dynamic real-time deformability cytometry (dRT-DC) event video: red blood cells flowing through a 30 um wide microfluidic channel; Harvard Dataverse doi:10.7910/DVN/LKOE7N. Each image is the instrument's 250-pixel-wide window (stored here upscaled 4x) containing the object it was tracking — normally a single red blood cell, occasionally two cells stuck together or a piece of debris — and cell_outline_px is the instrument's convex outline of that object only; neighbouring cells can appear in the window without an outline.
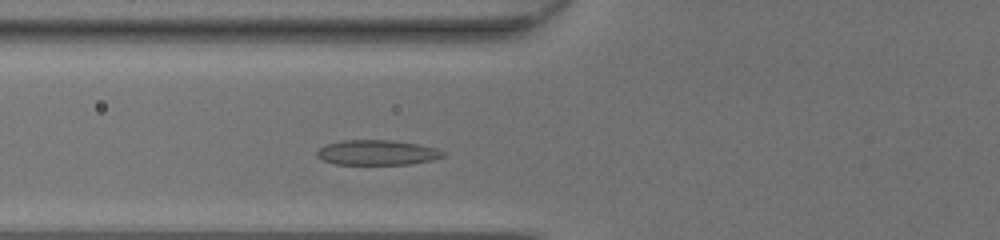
{"species": "common noctule bat (a hibernating species)", "species_latin": "Nyctalus noctula", "temperature_condition": "room temperature", "stored_images_in_passage": 33, "camera_frame_rate_fps": 3000, "um_per_image_px": 0.085, "animal": {"sex": "female", "body_mass_g": 20.0, "forearm_length_mm": 54.0}, "frame": {"image": 1, "passage_image": 8, "time_ms": 2.333, "image_size_px": [1000, 240], "cell_outline_px": [[444, 156], [432, 160], [408, 164], [336, 164], [324, 160], [316, 156], [316, 152], [324, 144], [344, 140], [392, 140], [420, 144], [436, 148], [444, 152]], "centroid_in_image_um": [32.05, 12.96], "position_along_channel_um": 93.8, "area_um2": 18.38}}
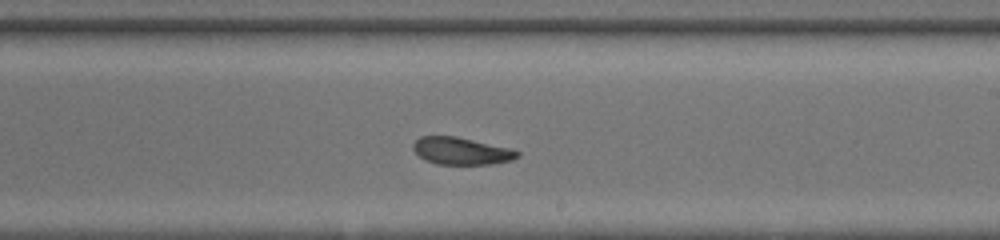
{"frame": {"image": 2, "passage_image": 19, "time_ms": 6.0, "image_size_px": [1000, 240], "cell_outline_px": [[520, 156], [512, 160], [492, 164], [436, 164], [424, 160], [412, 148], [412, 144], [420, 136], [456, 136], [512, 148], [520, 152]], "centroid_in_image_um": [39.23, 12.83], "position_along_channel_um": 249.8, "area_um2": 16.7}}
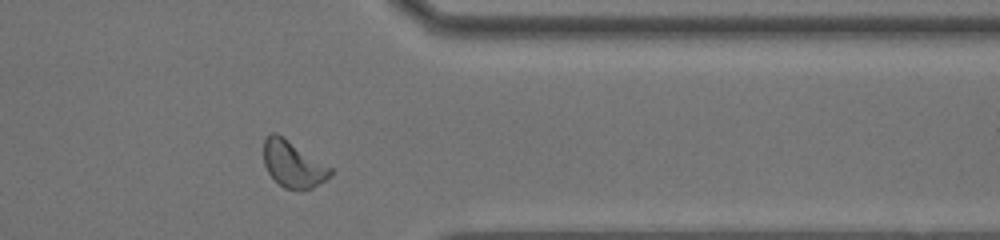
{"frame": {"image": 3, "passage_image": 29, "time_ms": 9.333, "image_size_px": [1000, 240], "cell_outline_px": [[332, 176], [312, 188], [284, 188], [268, 172], [264, 164], [264, 140], [272, 132], [276, 132], [284, 136], [332, 168]], "centroid_in_image_um": [24.92, 13.92], "position_along_channel_um": 386.5, "area_um2": 17.86}, "authors_computed_cell_mechanics": {"area_um2": 17.5134, "velocity_mm_per_s": 4.2577, "shape_relaxation_time_tau1_ms": 6.589, "shape_relaxation_time_tau2_ms": 5.3186, "deformation_change_tau1": 0.175, "deformation_change_tau2": 0.1148}}